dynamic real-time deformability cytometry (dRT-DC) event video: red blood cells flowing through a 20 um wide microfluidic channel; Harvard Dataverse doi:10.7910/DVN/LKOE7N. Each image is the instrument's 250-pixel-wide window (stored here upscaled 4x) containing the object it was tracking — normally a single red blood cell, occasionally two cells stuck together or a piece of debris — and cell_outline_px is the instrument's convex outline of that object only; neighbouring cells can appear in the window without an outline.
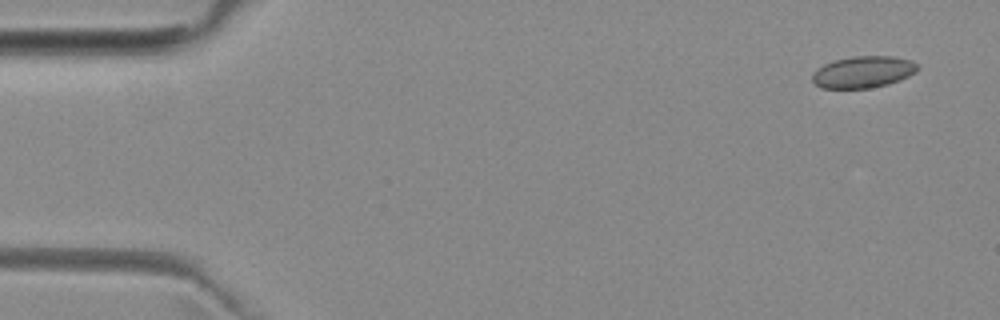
{"species": "common noctule bat (a hibernating species)", "species_latin": "Nyctalus noctula", "temperature_condition": "room temperature", "stored_images_in_passage": 4, "camera_frame_rate_fps": 3000, "um_per_image_px": 0.085, "animal": {"sex": "female", "body_mass_g": 29.2, "forearm_length_mm": 56.3}, "frame": {"image": 1, "passage_image": 1, "time_ms": 0.0, "image_size_px": [1000, 320], "cell_outline_px": [[920, 68], [916, 72], [900, 80], [888, 84], [868, 88], [820, 88], [812, 80], [812, 76], [824, 64], [836, 60], [852, 56], [892, 56], [912, 60]], "centroid_in_image_um": [73.41, 6.12], "position_along_channel_um": 11.6, "area_um2": 19.31}}
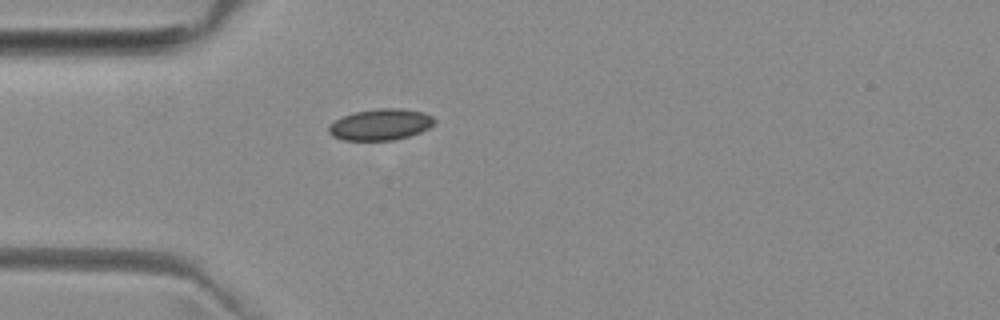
{"frame": {"image": 2, "passage_image": 4, "time_ms": 4.0, "image_size_px": [1000, 320], "cell_outline_px": [[436, 120], [428, 128], [420, 132], [408, 136], [392, 140], [344, 140], [332, 136], [328, 132], [328, 124], [344, 116], [356, 112], [380, 108], [400, 108], [424, 112], [432, 116]], "centroid_in_image_um": [32.33, 10.58], "position_along_channel_um": 52.7, "area_um2": 19.13}}